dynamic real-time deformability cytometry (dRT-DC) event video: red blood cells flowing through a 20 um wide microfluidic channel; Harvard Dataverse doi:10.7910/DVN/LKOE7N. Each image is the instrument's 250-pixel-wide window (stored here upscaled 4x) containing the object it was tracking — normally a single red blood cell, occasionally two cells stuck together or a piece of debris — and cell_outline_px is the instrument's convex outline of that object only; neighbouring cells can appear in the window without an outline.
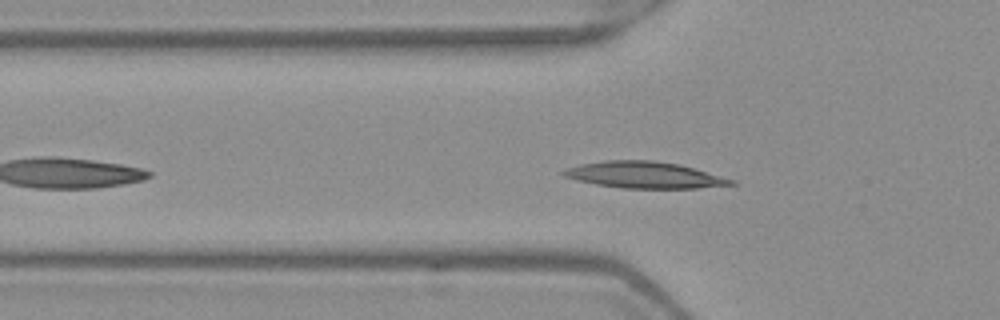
{"species": "Egyptian fruit bat (a non-hibernating species)", "species_latin": "Rousettus aegyptiacus", "temperature_condition": "warm", "stored_images_in_passage": 29, "camera_frame_rate_fps": 3000, "um_per_image_px": 0.085, "frame": {"image": 1, "passage_image": 6, "time_ms": 1.667, "image_size_px": [1000, 320], "cell_outline_px": [[736, 184], [696, 188], [620, 188], [596, 184], [576, 180], [564, 176], [560, 172], [564, 168], [580, 164], [604, 160], [652, 160], [680, 164], [736, 180]], "centroid_in_image_um": [54.75, 14.86], "position_along_channel_um": 71.1, "area_um2": 25.95}}
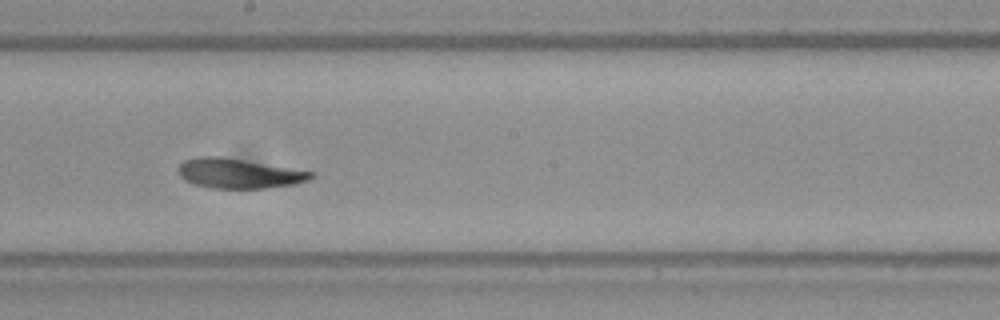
{"frame": {"image": 2, "passage_image": 18, "time_ms": 5.667, "image_size_px": [1000, 320], "cell_outline_px": [[316, 176], [308, 180], [292, 184], [264, 188], [212, 188], [196, 184], [184, 180], [180, 176], [176, 168], [184, 160], [200, 156], [220, 156], [316, 172]], "centroid_in_image_um": [20.29, 14.73], "position_along_channel_um": 227.9, "area_um2": 22.95}}
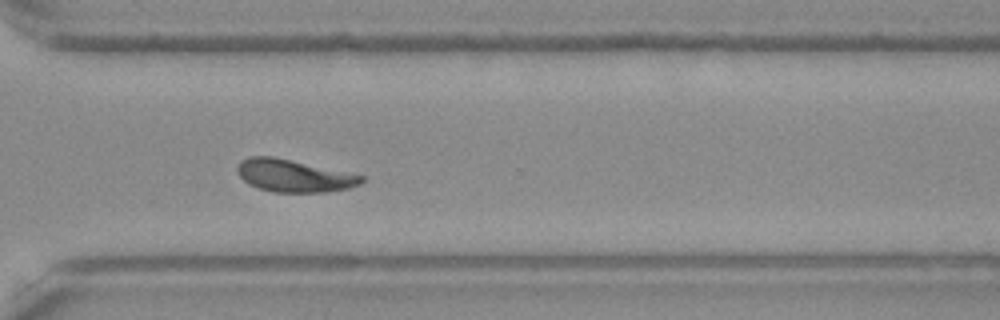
{"frame": {"image": 3, "passage_image": 27, "time_ms": 8.667, "image_size_px": [1000, 320], "cell_outline_px": [[364, 180], [360, 184], [348, 188], [328, 192], [272, 192], [248, 184], [236, 172], [236, 168], [240, 160], [248, 156], [272, 156], [364, 176]], "centroid_in_image_um": [24.93, 14.94], "position_along_channel_um": 345.7, "area_um2": 23.29}, "authors_computed_cell_mechanics": {"area_um2": 23.9292, "velocity_mm_per_s": 3.9265, "shape_relaxation_time_tau1_ms": 3.0975, "shape_relaxation_time_tau2_ms": 1.6713, "deformation_change_tau1": 0.155, "deformation_change_tau2": 0.0906}}